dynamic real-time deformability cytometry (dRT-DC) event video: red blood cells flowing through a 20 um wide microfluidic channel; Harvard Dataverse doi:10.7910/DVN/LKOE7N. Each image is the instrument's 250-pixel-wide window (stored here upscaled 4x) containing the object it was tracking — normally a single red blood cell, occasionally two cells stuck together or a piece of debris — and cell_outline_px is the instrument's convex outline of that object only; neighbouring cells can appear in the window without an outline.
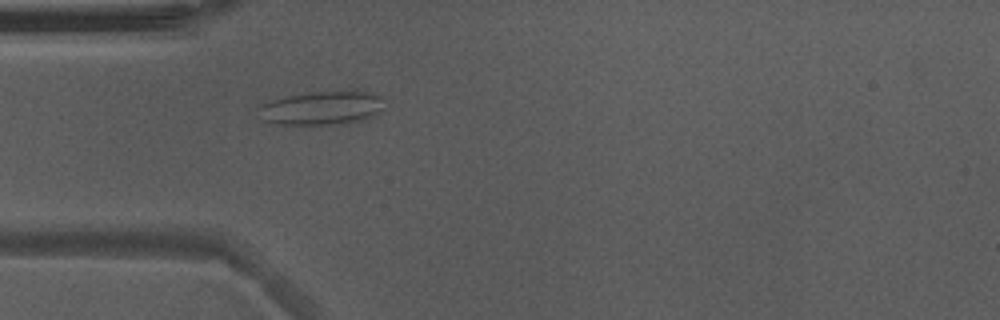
{"species": "Egyptian fruit bat (a non-hibernating species)", "species_latin": "Rousettus aegyptiacus", "temperature_condition": "warm", "stored_images_in_passage": 35, "camera_frame_rate_fps": 3000, "um_per_image_px": 0.085, "animal": {"sex": "male"}, "frame": {"image": 1, "passage_image": 2, "time_ms": 0.333, "image_size_px": [1000, 320], "cell_outline_px": [[384, 108], [376, 116], [344, 124], [280, 124], [260, 120], [256, 108], [260, 104], [268, 100], [284, 96], [308, 92], [364, 92], [384, 96]], "centroid_in_image_um": [27.31, 9.19], "position_along_channel_um": 57.7, "area_um2": 25.09}}
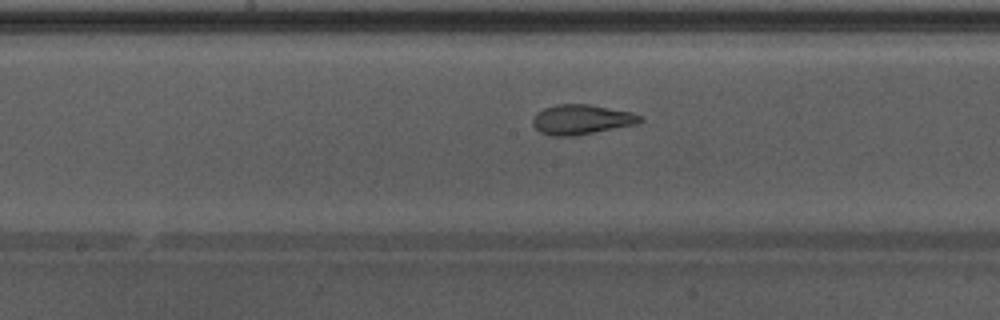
{"frame": {"image": 2, "passage_image": 13, "time_ms": 4.0, "image_size_px": [1000, 320], "cell_outline_px": [[644, 120], [640, 124], [576, 136], [552, 136], [540, 132], [532, 124], [532, 120], [536, 112], [544, 108], [556, 104], [588, 104], [632, 112], [640, 116]], "centroid_in_image_um": [49.44, 10.17], "position_along_channel_um": 198.8, "area_um2": 18.96}}
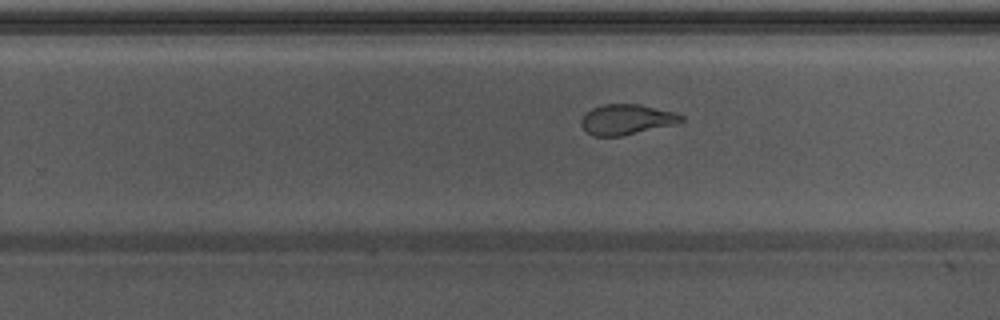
{"frame": {"image": 3, "passage_image": 19, "time_ms": 6.0, "image_size_px": [1000, 320], "cell_outline_px": [[684, 120], [672, 124], [620, 136], [592, 136], [580, 124], [580, 120], [592, 108], [604, 104], [640, 104], [676, 112], [684, 116]], "centroid_in_image_um": [53.25, 10.14], "position_along_channel_um": 276.6, "area_um2": 17.4}, "authors_computed_cell_mechanics": {"area_um2": 18.9584, "velocity_mm_per_s": 3.9032, "shape_relaxation_time_tau1_ms": 7.711, "shape_relaxation_time_tau2_ms": 1.3436, "deformation_change_tau1": 0.2497, "deformation_change_tau2": 0.0893}}